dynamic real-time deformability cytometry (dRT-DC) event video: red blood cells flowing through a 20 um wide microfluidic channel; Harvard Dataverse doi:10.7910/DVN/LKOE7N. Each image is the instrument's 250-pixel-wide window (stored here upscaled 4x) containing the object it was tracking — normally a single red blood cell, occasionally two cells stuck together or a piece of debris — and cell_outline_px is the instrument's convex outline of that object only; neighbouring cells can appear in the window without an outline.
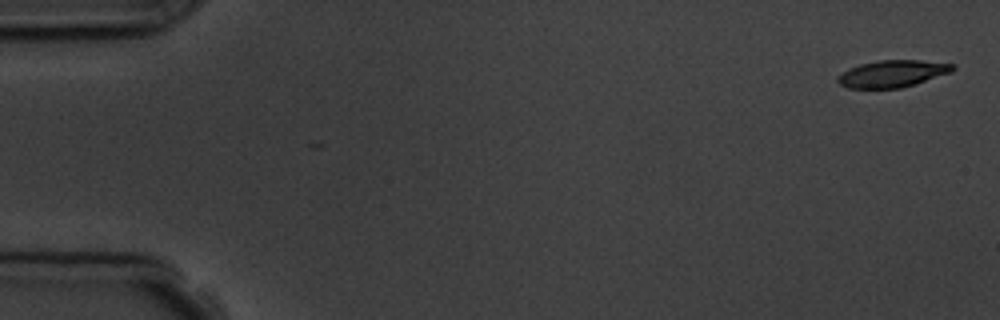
{"species": "common noctule bat (a hibernating species)", "species_latin": "Nyctalus noctula", "temperature_condition": "room temperature", "stored_images_in_passage": 6, "camera_frame_rate_fps": 3000, "um_per_image_px": 0.085, "animal": {"sex": "male", "body_mass_g": 19.5, "forearm_length_mm": 54.6}, "frame": {"image": 1, "passage_image": 1, "time_ms": 0.0, "image_size_px": [1000, 320], "cell_outline_px": [[956, 68], [952, 72], [916, 84], [900, 88], [848, 88], [840, 84], [836, 80], [836, 76], [848, 68], [860, 64], [880, 60], [920, 60], [956, 64]], "centroid_in_image_um": [75.87, 6.26], "position_along_channel_um": 9.1, "area_um2": 18.26}}
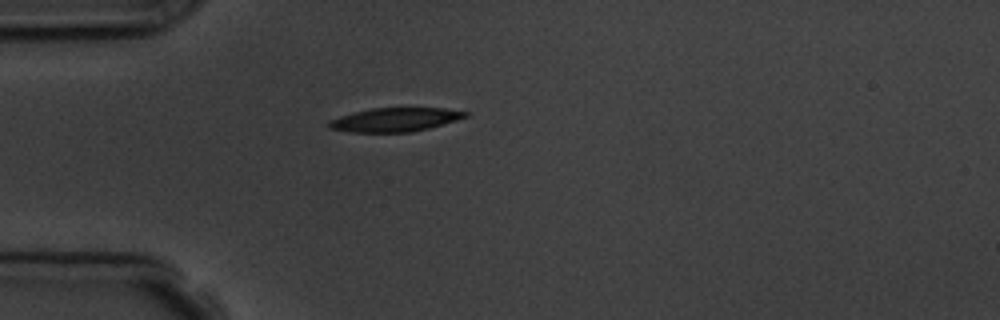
{"frame": {"image": 2, "passage_image": 5, "time_ms": 4.667, "image_size_px": [1000, 320], "cell_outline_px": [[468, 116], [456, 120], [428, 128], [412, 132], [352, 132], [328, 128], [328, 120], [340, 116], [372, 108], [444, 108], [468, 112]], "centroid_in_image_um": [33.56, 10.17], "position_along_channel_um": 51.4, "area_um2": 18.73}}